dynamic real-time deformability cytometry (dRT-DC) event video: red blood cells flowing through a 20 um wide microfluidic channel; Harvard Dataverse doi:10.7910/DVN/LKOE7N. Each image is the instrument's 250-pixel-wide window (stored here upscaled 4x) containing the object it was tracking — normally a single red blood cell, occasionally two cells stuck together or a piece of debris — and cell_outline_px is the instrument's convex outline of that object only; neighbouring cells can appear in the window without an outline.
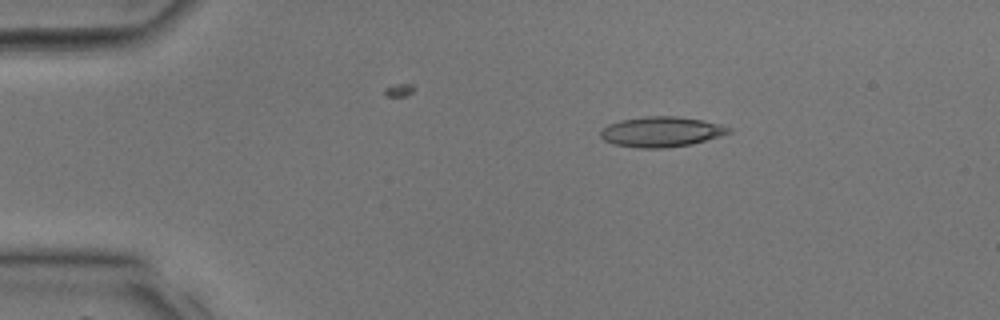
{"species": "common noctule bat (a hibernating species)", "species_latin": "Nyctalus noctula", "temperature_condition": "room temperature", "stored_images_in_passage": 31, "camera_frame_rate_fps": 3000, "um_per_image_px": 0.085, "animal": {"sex": "male", "body_mass_g": 17.9, "forearm_length_mm": 54.2}, "frame": {"image": 1, "passage_image": 1, "time_ms": 0.0, "image_size_px": [1000, 320], "cell_outline_px": [[732, 132], [720, 136], [692, 144], [664, 148], [636, 148], [612, 144], [604, 140], [600, 136], [600, 132], [608, 124], [620, 120], [644, 116], [676, 116], [700, 120], [720, 124], [732, 128]], "centroid_in_image_um": [56.2, 11.2], "position_along_channel_um": 28.8, "area_um2": 22.66}}
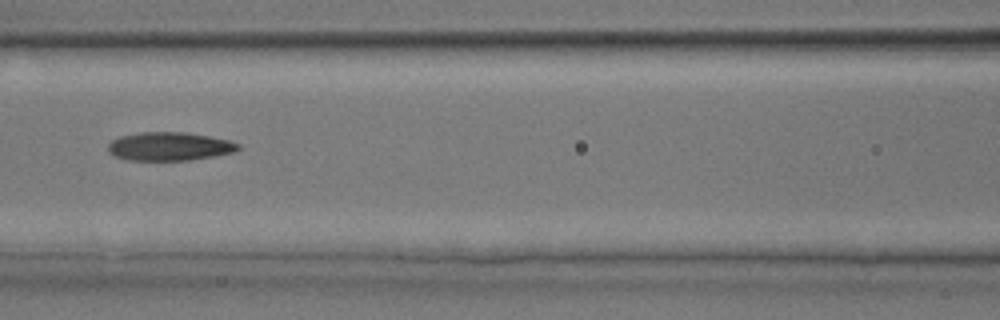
{"frame": {"image": 2, "passage_image": 11, "time_ms": 3.333, "image_size_px": [1000, 320], "cell_outline_px": [[240, 148], [236, 152], [216, 156], [188, 160], [128, 160], [112, 156], [108, 152], [108, 144], [112, 140], [120, 136], [140, 132], [184, 132], [208, 136], [228, 140], [240, 144]], "centroid_in_image_um": [14.39, 12.45], "position_along_channel_um": 152.2, "area_um2": 21.73}}
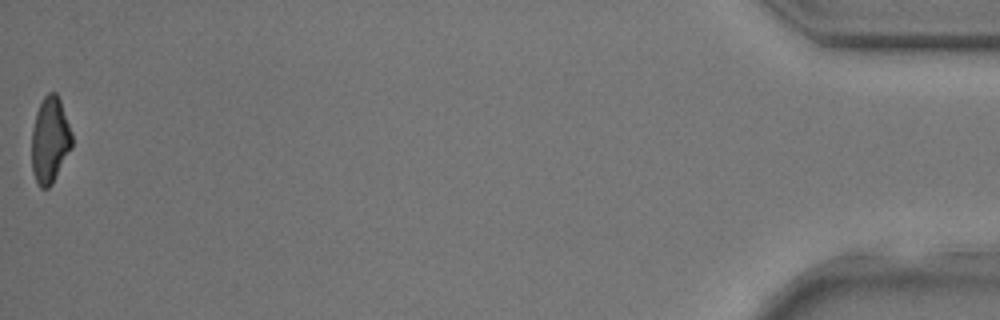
{"frame": {"image": 3, "passage_image": 31, "time_ms": 10.0, "image_size_px": [1000, 320], "cell_outline_px": [[72, 148], [52, 184], [48, 188], [40, 188], [36, 184], [32, 172], [32, 128], [36, 112], [44, 96], [48, 92], [56, 92], [60, 100], [72, 132]], "centroid_in_image_um": [4.24, 11.93], "position_along_channel_um": 431.0, "area_um2": 20.4}}